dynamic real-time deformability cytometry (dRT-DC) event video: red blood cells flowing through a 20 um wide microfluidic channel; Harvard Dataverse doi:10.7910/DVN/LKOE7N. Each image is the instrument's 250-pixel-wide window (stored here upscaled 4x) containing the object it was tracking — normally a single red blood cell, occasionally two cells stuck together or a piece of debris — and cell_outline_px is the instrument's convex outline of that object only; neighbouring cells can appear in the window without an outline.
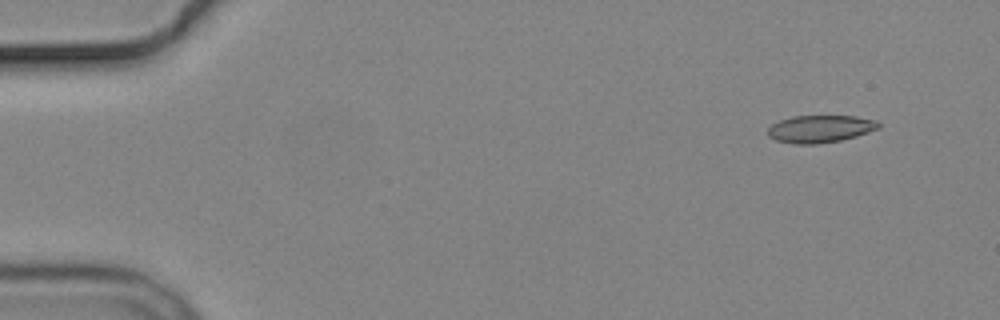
{"species": "common noctule bat (a hibernating species)", "species_latin": "Nyctalus noctula", "temperature_condition": "cold", "stored_images_in_passage": 11, "camera_frame_rate_fps": 3000, "um_per_image_px": 0.085, "animal": {"sex": "male", "body_mass_g": 19.2, "forearm_length_mm": 51.8}, "frame": {"image": 1, "passage_image": 2, "time_ms": 1.0, "image_size_px": [1000, 320], "cell_outline_px": [[880, 128], [856, 136], [840, 140], [816, 144], [796, 144], [776, 140], [768, 136], [768, 128], [772, 124], [780, 120], [792, 116], [856, 116], [876, 120], [880, 124]], "centroid_in_image_um": [69.72, 10.95], "position_along_channel_um": 15.3, "area_um2": 17.63}}
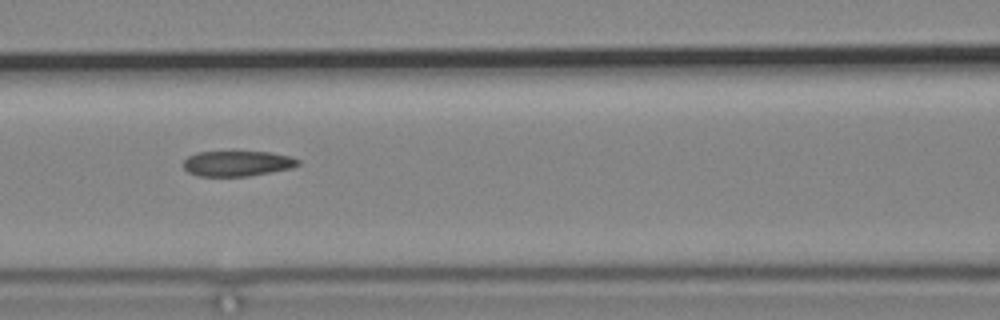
{"frame": {"image": 2, "passage_image": 7, "time_ms": 7.667, "image_size_px": [1000, 320], "cell_outline_px": [[300, 164], [292, 168], [272, 172], [248, 176], [200, 176], [188, 172], [184, 168], [184, 160], [188, 156], [196, 152], [268, 152], [292, 156], [300, 160]], "centroid_in_image_um": [20.2, 13.89], "position_along_channel_um": 146.4, "area_um2": 16.99}}
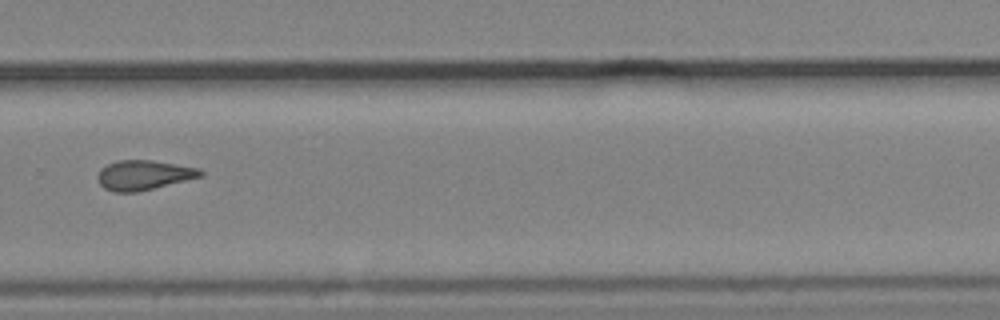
{"frame": {"image": 3, "passage_image": 11, "time_ms": 12.333, "image_size_px": [1000, 320], "cell_outline_px": [[204, 176], [136, 192], [112, 192], [104, 188], [100, 184], [96, 176], [100, 168], [116, 160], [152, 160], [200, 168], [204, 172]], "centroid_in_image_um": [12.2, 14.87], "position_along_channel_um": 317.6, "area_um2": 17.92}}